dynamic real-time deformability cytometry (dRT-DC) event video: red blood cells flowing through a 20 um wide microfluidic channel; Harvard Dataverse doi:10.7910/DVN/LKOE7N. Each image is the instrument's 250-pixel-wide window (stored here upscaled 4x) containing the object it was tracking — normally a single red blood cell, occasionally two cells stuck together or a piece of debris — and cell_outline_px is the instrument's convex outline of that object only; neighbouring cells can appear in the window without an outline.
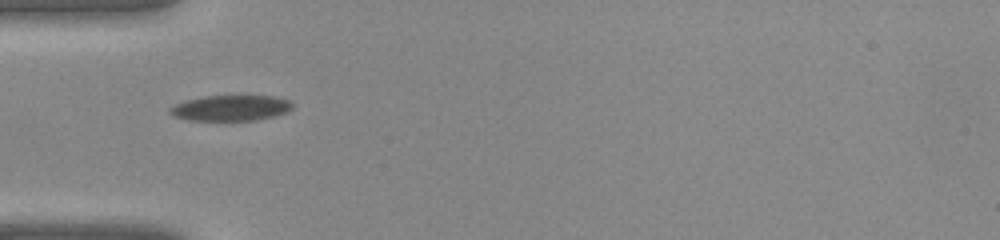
{"species": "common noctule bat (a hibernating species)", "species_latin": "Nyctalus noctula", "temperature_condition": "warm", "stored_images_in_passage": 30, "camera_frame_rate_fps": 3000, "um_per_image_px": 0.085, "animal": {"sex": "female", "body_mass_g": 22.0, "forearm_length_mm": 56.7}, "frame": {"image": 1, "passage_image": 1, "time_ms": 0.0, "image_size_px": [1000, 240], "cell_outline_px": [[292, 108], [288, 112], [256, 120], [188, 120], [172, 116], [168, 112], [168, 108], [184, 100], [204, 96], [272, 96], [288, 100], [292, 104]], "centroid_in_image_um": [19.56, 9.18], "position_along_channel_um": 65.4, "area_um2": 18.26}}
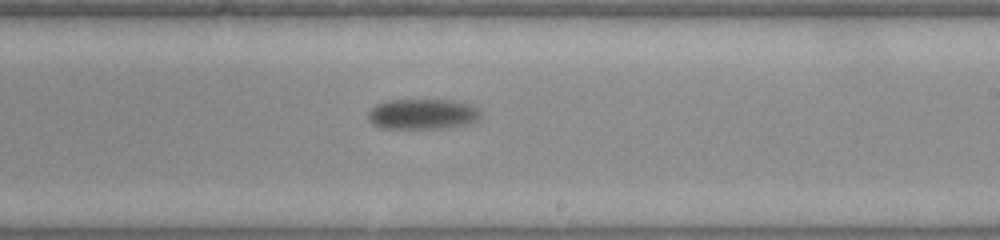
{"frame": {"image": 2, "passage_image": 13, "time_ms": 4.0, "image_size_px": [1000, 240], "cell_outline_px": [[480, 120], [468, 124], [448, 128], [380, 128], [372, 124], [368, 120], [368, 112], [376, 104], [384, 100], [456, 100], [472, 104], [480, 112]], "centroid_in_image_um": [35.93, 9.69], "position_along_channel_um": 253.1, "area_um2": 20.29}}
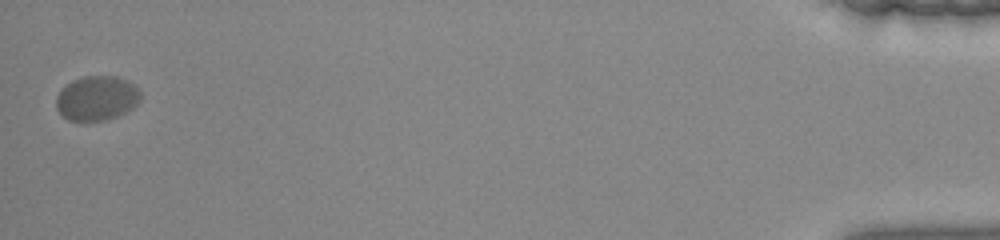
{"frame": {"image": 3, "passage_image": 30, "time_ms": 9.667, "image_size_px": [1000, 240], "cell_outline_px": [[140, 100], [132, 108], [116, 116], [104, 120], [80, 124], [68, 120], [56, 108], [56, 96], [72, 80], [84, 76], [116, 76], [132, 84], [140, 92]], "centroid_in_image_um": [8.19, 8.39], "position_along_channel_um": 427.0, "area_um2": 21.96}}